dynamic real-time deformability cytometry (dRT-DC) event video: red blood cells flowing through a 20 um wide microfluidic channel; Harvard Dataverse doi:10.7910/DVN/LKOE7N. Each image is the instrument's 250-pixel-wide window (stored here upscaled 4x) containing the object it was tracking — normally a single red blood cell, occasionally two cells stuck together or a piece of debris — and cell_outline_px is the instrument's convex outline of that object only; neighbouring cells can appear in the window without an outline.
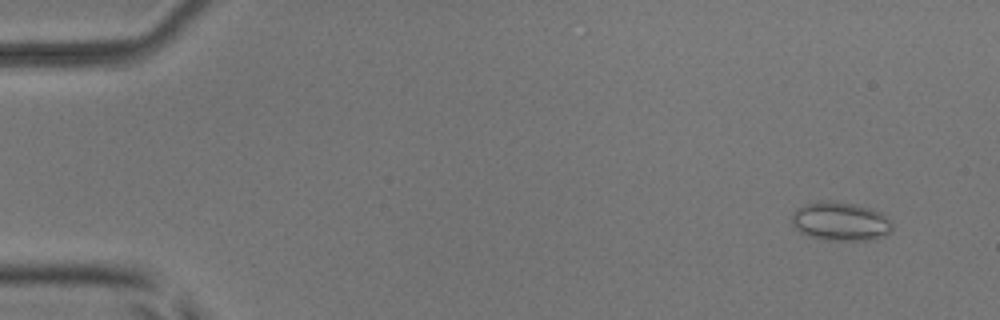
{"species": "common noctule bat (a hibernating species)", "species_latin": "Nyctalus noctula", "temperature_condition": "room temperature", "stored_images_in_passage": 5, "camera_frame_rate_fps": 3000, "um_per_image_px": 0.085, "animal": {"sex": "male", "body_mass_g": 17.9, "forearm_length_mm": 54.2}, "frame": {"image": 1, "passage_image": 2, "time_ms": 1.0, "image_size_px": [1000, 320], "cell_outline_px": [[892, 232], [884, 236], [868, 240], [828, 240], [808, 236], [800, 232], [792, 224], [792, 212], [796, 208], [804, 204], [820, 200], [836, 200], [856, 204], [872, 208], [888, 216], [892, 220]], "centroid_in_image_um": [71.45, 18.79], "position_along_channel_um": 13.5, "area_um2": 23.24}}